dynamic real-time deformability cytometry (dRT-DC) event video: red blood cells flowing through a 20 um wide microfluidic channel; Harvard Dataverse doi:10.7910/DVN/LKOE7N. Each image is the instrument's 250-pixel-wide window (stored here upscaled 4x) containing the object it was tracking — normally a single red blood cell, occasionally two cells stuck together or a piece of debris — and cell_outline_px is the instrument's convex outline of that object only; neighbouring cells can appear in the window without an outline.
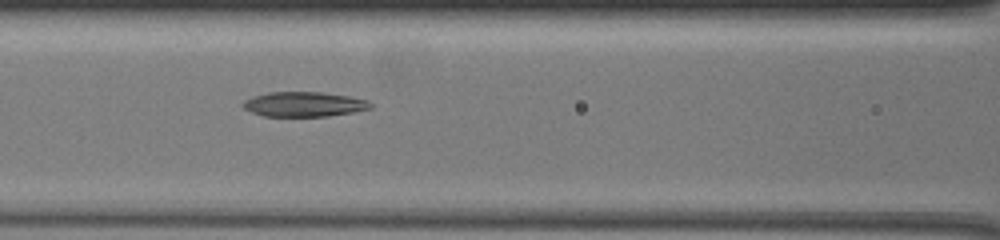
{"species": "common noctule bat (a hibernating species)", "species_latin": "Nyctalus noctula", "temperature_condition": "warm", "stored_images_in_passage": 69, "segment_of_instrument_passage": [2, 2], "camera_frame_rate_fps": 3000, "um_per_image_px": 0.085, "animal": {"sex": "female", "body_mass_g": 19.5, "forearm_length_mm": 54.1}, "frame": {"image": 1, "passage_image": 35, "time_ms": 11.333, "image_size_px": [1000, 240], "cell_outline_px": [[372, 108], [352, 112], [328, 116], [264, 116], [252, 112], [244, 108], [240, 104], [244, 100], [252, 96], [268, 92], [320, 92], [348, 96], [368, 100], [372, 104]], "centroid_in_image_um": [25.81, 8.85], "position_along_channel_um": 140.8, "area_um2": 18.44}}
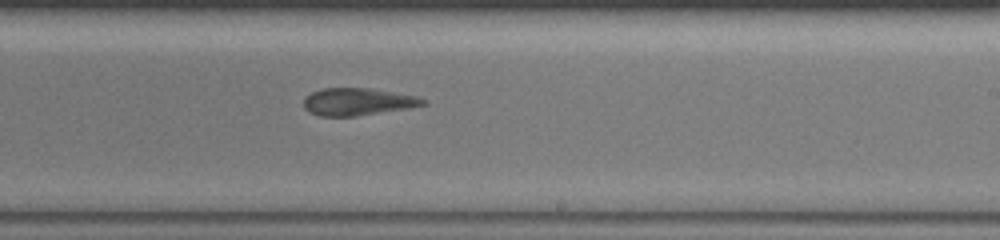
{"frame": {"image": 2, "passage_image": 46, "time_ms": 15.0, "image_size_px": [1000, 240], "cell_outline_px": [[428, 104], [408, 108], [356, 116], [320, 116], [308, 112], [304, 108], [304, 100], [312, 92], [320, 88], [368, 88], [416, 96], [424, 100]], "centroid_in_image_um": [30.37, 8.65], "position_along_channel_um": 258.6, "area_um2": 18.84}}
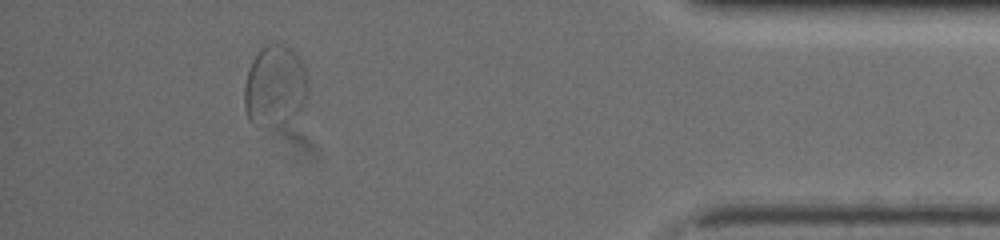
{"frame": {"image": 3, "passage_image": 64, "time_ms": 21.0, "image_size_px": [1000, 240], "cell_outline_px": [[308, 92], [304, 104], [300, 112], [288, 120], [276, 124], [252, 124], [248, 120], [244, 108], [244, 88], [248, 72], [260, 48], [268, 44], [284, 44], [300, 60], [304, 68], [308, 80]], "centroid_in_image_um": [23.37, 7.32], "position_along_channel_um": 411.8, "area_um2": 29.65}}